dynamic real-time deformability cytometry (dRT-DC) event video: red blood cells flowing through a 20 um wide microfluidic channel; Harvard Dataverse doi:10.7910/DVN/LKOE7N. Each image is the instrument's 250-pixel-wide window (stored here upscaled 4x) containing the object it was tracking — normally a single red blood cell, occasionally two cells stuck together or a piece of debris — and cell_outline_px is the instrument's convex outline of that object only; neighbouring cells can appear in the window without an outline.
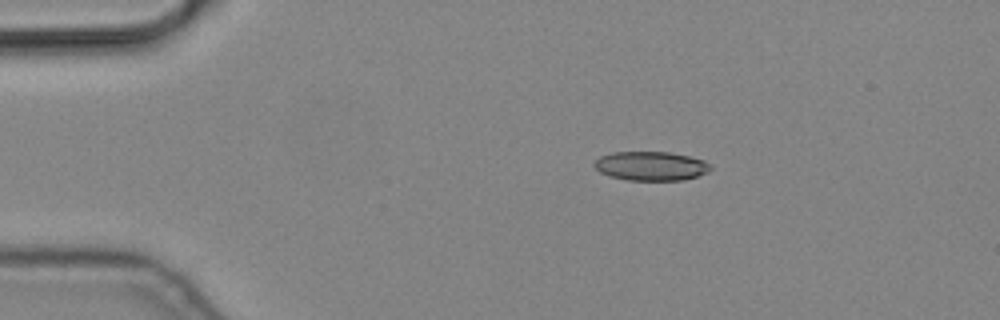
{"species": "common noctule bat (a hibernating species)", "species_latin": "Nyctalus noctula", "temperature_condition": "cold", "stored_images_in_passage": 4, "camera_frame_rate_fps": 3000, "um_per_image_px": 0.085, "animal": {"sex": "male", "body_mass_g": 19.2, "forearm_length_mm": 51.8}, "frame": {"image": 1, "passage_image": 2, "time_ms": 0.333, "image_size_px": [1000, 320], "cell_outline_px": [[712, 168], [708, 172], [684, 180], [628, 180], [608, 176], [600, 172], [592, 164], [600, 156], [612, 152], [668, 152], [688, 156], [704, 160]], "centroid_in_image_um": [55.3, 14.11], "position_along_channel_um": 29.7, "area_um2": 19.65}}
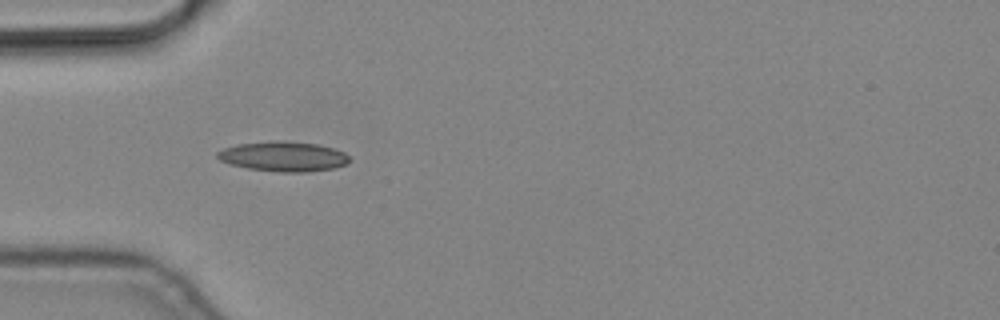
{"frame": {"image": 2, "passage_image": 4, "time_ms": 1.0, "image_size_px": [1000, 320], "cell_outline_px": [[352, 160], [348, 164], [332, 168], [304, 172], [280, 172], [248, 168], [228, 164], [220, 160], [216, 156], [216, 152], [224, 148], [236, 144], [272, 140], [316, 144], [332, 148], [344, 152]], "centroid_in_image_um": [24.06, 13.3], "position_along_channel_um": 60.9, "area_um2": 23.0}}